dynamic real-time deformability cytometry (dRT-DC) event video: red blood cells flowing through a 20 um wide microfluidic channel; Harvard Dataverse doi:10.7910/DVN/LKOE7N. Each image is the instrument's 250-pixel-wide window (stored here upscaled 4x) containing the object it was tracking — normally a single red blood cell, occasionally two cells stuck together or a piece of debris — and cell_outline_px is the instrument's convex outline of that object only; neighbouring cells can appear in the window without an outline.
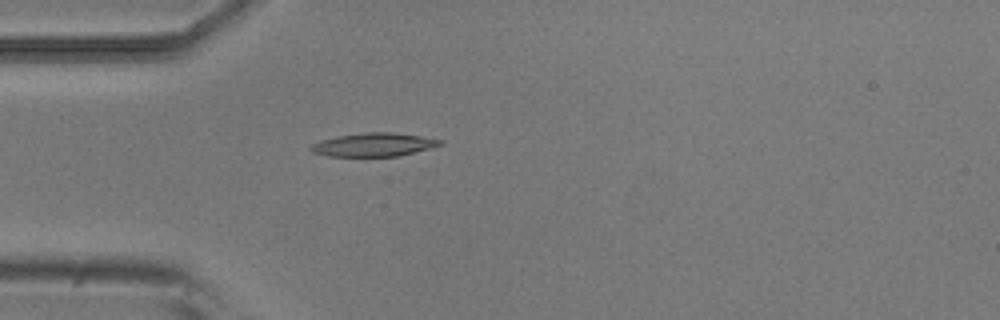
{"species": "common noctule bat (a hibernating species)", "species_latin": "Nyctalus noctula", "temperature_condition": "room temperature", "stored_images_in_passage": 5, "camera_frame_rate_fps": 3000, "um_per_image_px": 0.085, "animal": {"sex": "male", "body_mass_g": 20.5, "forearm_length_mm": 52.5}, "frame": {"image": 1, "passage_image": 5, "time_ms": 1.333, "image_size_px": [1000, 320], "cell_outline_px": [[444, 144], [400, 156], [328, 156], [312, 152], [308, 148], [312, 144], [336, 136], [364, 132], [392, 132], [420, 136], [444, 140]], "centroid_in_image_um": [31.78, 12.29], "position_along_channel_um": 53.2, "area_um2": 17.63}}